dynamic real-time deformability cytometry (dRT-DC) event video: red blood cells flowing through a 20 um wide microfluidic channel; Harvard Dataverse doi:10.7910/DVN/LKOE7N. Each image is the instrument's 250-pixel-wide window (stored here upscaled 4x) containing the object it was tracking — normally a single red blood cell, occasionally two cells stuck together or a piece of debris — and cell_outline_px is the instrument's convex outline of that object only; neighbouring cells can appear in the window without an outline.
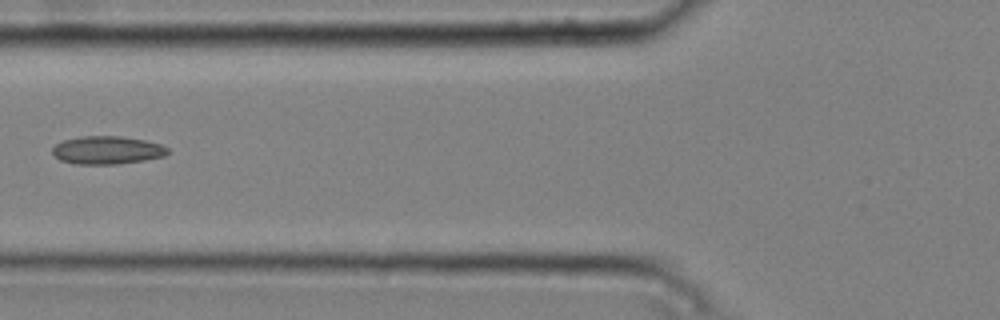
{"species": "common noctule bat (a hibernating species)", "species_latin": "Nyctalus noctula", "temperature_condition": "cold", "stored_images_in_passage": 6, "camera_frame_rate_fps": 3000, "um_per_image_px": 0.085, "animal": {"sex": "male", "body_mass_g": 20.4}, "frame": {"image": 1, "passage_image": 5, "time_ms": 1.333, "image_size_px": [1000, 320], "cell_outline_px": [[168, 152], [164, 156], [144, 160], [116, 164], [76, 164], [60, 160], [52, 152], [52, 148], [56, 144], [64, 140], [80, 136], [120, 136], [144, 140], [160, 144], [168, 148]], "centroid_in_image_um": [9.09, 12.76], "position_along_channel_um": 116.7, "area_um2": 18.73}}
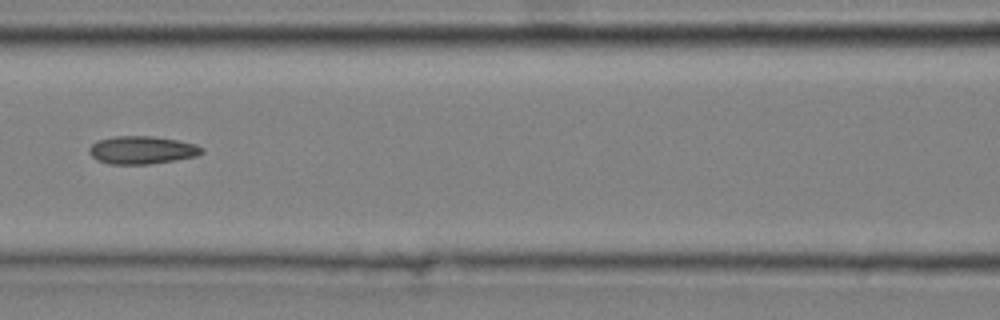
{"frame": {"image": 2, "passage_image": 6, "time_ms": 1.667, "image_size_px": [1000, 320], "cell_outline_px": [[204, 152], [196, 156], [176, 160], [148, 164], [108, 164], [96, 160], [88, 152], [88, 148], [96, 140], [112, 136], [152, 136], [176, 140], [196, 144], [204, 148]], "centroid_in_image_um": [12.04, 12.75], "position_along_channel_um": 154.6, "area_um2": 18.5}}